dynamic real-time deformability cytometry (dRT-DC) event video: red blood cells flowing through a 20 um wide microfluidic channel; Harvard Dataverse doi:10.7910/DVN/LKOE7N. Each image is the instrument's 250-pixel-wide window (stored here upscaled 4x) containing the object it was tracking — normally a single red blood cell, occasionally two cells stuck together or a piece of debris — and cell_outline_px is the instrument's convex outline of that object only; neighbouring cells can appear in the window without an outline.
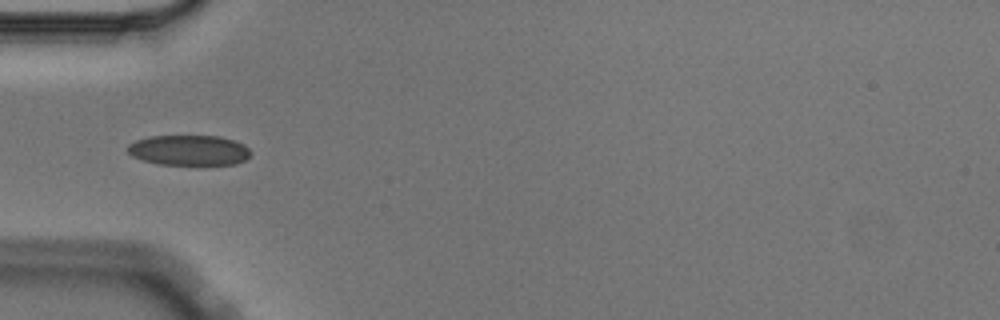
{"species": "Egyptian fruit bat (a non-hibernating species)", "species_latin": "Rousettus aegyptiacus", "temperature_condition": "cold", "stored_images_in_passage": 5, "camera_frame_rate_fps": 3000, "um_per_image_px": 0.085, "animal": {"sex": "male"}, "frame": {"image": 1, "passage_image": 3, "time_ms": 0.667, "image_size_px": [1000, 320], "cell_outline_px": [[252, 152], [244, 160], [236, 164], [160, 164], [144, 160], [132, 156], [124, 148], [128, 144], [136, 140], [148, 136], [220, 136], [244, 144]], "centroid_in_image_um": [16.03, 12.76], "position_along_channel_um": 69.0, "area_um2": 21.68}}
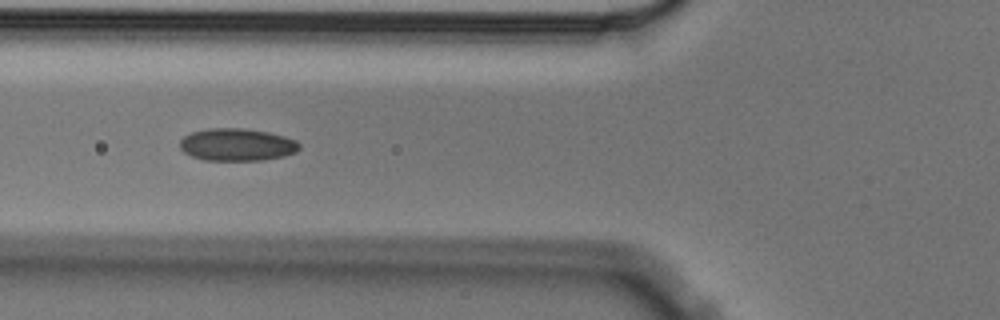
{"frame": {"image": 2, "passage_image": 4, "time_ms": 1.0, "image_size_px": [1000, 320], "cell_outline_px": [[300, 148], [296, 152], [284, 156], [264, 160], [204, 160], [192, 156], [184, 152], [180, 148], [180, 140], [184, 136], [192, 132], [208, 128], [244, 128], [268, 132], [284, 136], [296, 140], [300, 144]], "centroid_in_image_um": [20.15, 12.29], "position_along_channel_um": 105.6, "area_um2": 22.66}}
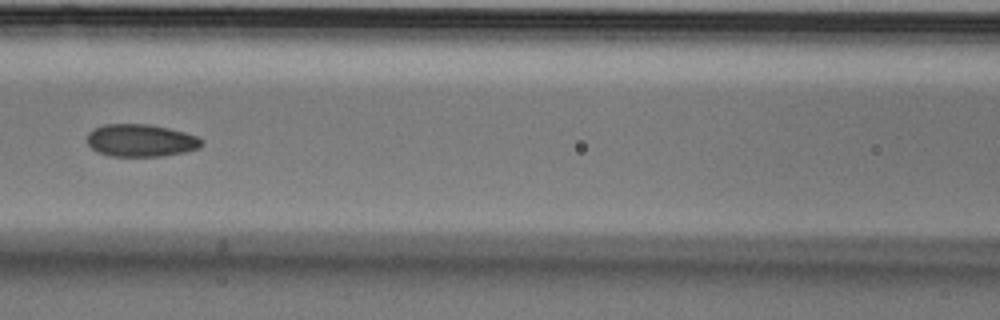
{"frame": {"image": 3, "passage_image": 5, "time_ms": 1.333, "image_size_px": [1000, 320], "cell_outline_px": [[204, 144], [200, 148], [184, 152], [160, 156], [112, 156], [96, 152], [88, 144], [88, 132], [92, 128], [104, 124], [148, 124], [168, 128], [184, 132], [196, 136], [204, 140]], "centroid_in_image_um": [11.97, 11.93], "position_along_channel_um": 154.6, "area_um2": 21.79}}